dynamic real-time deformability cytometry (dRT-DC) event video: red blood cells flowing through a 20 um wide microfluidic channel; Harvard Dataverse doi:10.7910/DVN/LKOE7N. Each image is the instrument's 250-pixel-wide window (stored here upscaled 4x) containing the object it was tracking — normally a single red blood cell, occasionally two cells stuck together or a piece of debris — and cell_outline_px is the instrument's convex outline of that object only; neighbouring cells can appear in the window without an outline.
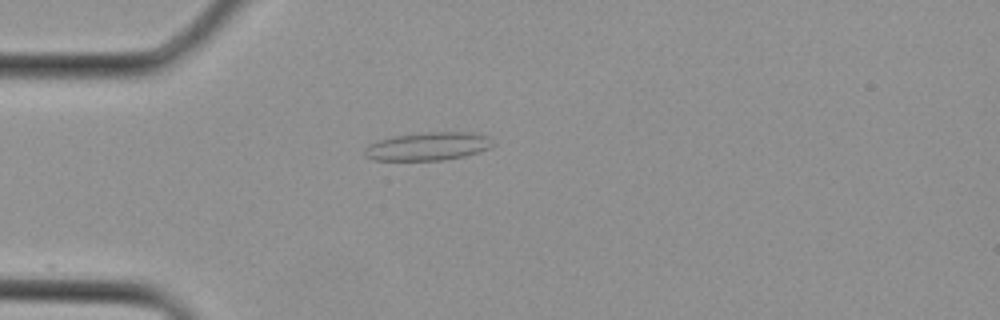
{"species": "Egyptian fruit bat (a non-hibernating species)", "species_latin": "Rousettus aegyptiacus", "temperature_condition": "cold", "stored_images_in_passage": 1, "camera_frame_rate_fps": 3000, "um_per_image_px": 0.085, "animal": {"sex": "female"}, "frame": {"image": 1, "passage_image": 1, "time_ms": 0.0, "image_size_px": [1000, 320], "cell_outline_px": [[496, 144], [488, 148], [464, 156], [444, 160], [372, 160], [364, 156], [364, 148], [368, 144], [392, 136], [424, 132], [472, 132], [488, 136]], "centroid_in_image_um": [36.36, 12.43], "position_along_channel_um": 48.6, "area_um2": 21.15}}